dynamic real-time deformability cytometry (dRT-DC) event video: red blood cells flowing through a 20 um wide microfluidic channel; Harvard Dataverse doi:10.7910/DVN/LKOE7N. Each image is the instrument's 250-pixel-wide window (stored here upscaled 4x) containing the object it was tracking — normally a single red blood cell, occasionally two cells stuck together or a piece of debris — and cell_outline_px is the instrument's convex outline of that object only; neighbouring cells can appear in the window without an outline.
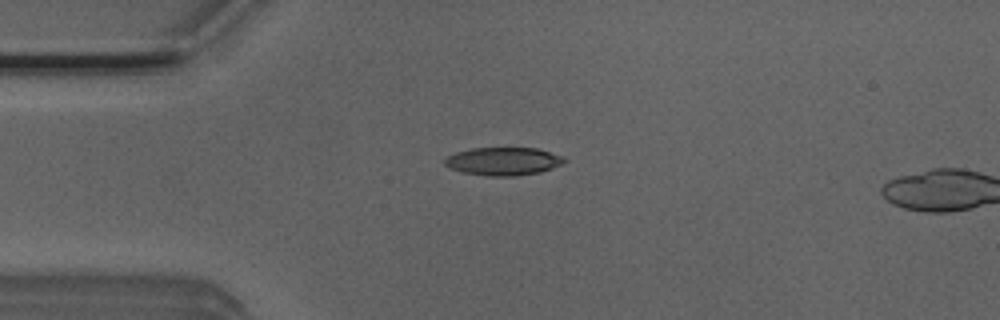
{"species": "Egyptian fruit bat (a non-hibernating species)", "species_latin": "Rousettus aegyptiacus", "temperature_condition": "room temperature", "stored_images_in_passage": 5, "camera_frame_rate_fps": 3000, "um_per_image_px": 0.085, "animal": {"sex": "male"}, "frame": {"image": 1, "passage_image": 4, "time_ms": 1.0, "image_size_px": [1000, 320], "cell_outline_px": [[568, 160], [552, 168], [540, 172], [516, 176], [488, 176], [464, 172], [452, 168], [444, 164], [444, 160], [448, 156], [456, 152], [472, 148], [536, 148], [560, 156]], "centroid_in_image_um": [42.77, 13.71], "position_along_channel_um": 42.2, "area_um2": 19.25}}